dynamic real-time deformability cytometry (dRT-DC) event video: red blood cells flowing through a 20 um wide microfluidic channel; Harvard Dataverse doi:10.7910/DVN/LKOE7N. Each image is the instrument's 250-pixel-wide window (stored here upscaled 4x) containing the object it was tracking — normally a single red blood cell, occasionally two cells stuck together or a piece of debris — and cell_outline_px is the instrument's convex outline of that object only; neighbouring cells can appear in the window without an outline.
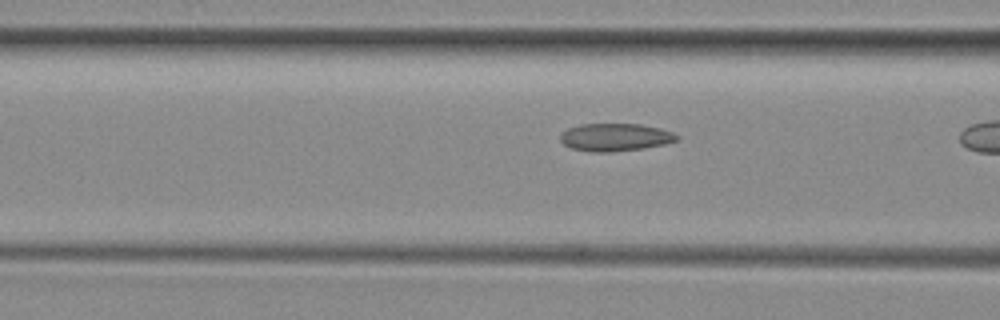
{"species": "common noctule bat (a hibernating species)", "species_latin": "Nyctalus noctula", "temperature_condition": "room temperature", "stored_images_in_passage": 16, "camera_frame_rate_fps": 3000, "um_per_image_px": 0.085, "animal": {"sex": "female", "body_mass_g": 29.2, "forearm_length_mm": 56.3}, "frame": {"image": 1, "passage_image": 14, "time_ms": 4.333, "image_size_px": [1000, 320], "cell_outline_px": [[680, 136], [676, 140], [664, 144], [644, 148], [612, 152], [592, 152], [572, 148], [564, 144], [560, 140], [560, 132], [568, 128], [580, 124], [640, 124], [660, 128], [672, 132]], "centroid_in_image_um": [52.27, 11.66], "position_along_channel_um": 114.3, "area_um2": 18.84}}